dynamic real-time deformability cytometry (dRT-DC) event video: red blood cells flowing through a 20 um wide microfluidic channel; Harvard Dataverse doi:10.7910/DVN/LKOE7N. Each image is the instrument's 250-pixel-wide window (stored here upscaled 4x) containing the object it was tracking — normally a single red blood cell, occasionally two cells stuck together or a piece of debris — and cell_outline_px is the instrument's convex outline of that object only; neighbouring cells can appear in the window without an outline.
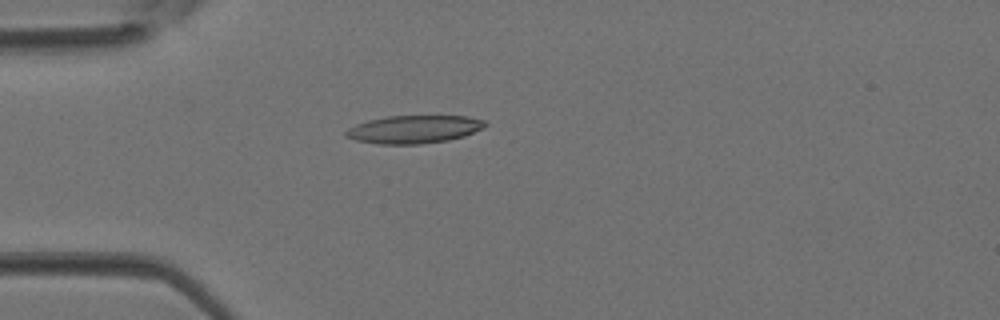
{"species": "Egyptian fruit bat (a non-hibernating species)", "species_latin": "Rousettus aegyptiacus", "temperature_condition": "room temperature", "stored_images_in_passage": 3, "camera_frame_rate_fps": 3000, "um_per_image_px": 0.085, "animal": {"sex": "female"}, "frame": {"image": 1, "passage_image": 3, "time_ms": 0.667, "image_size_px": [1000, 320], "cell_outline_px": [[488, 124], [484, 128], [464, 136], [448, 140], [420, 144], [380, 144], [356, 140], [344, 136], [344, 132], [348, 128], [356, 124], [368, 120], [388, 116], [468, 116], [484, 120]], "centroid_in_image_um": [35.19, 10.99], "position_along_channel_um": 49.8, "area_um2": 22.72}}